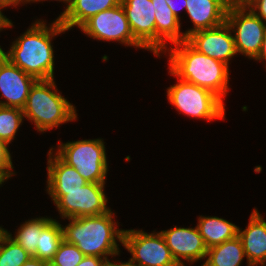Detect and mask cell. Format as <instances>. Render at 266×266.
Returning a JSON list of instances; mask_svg holds the SVG:
<instances>
[{"label": "cell", "instance_id": "6da1fadb", "mask_svg": "<svg viewBox=\"0 0 266 266\" xmlns=\"http://www.w3.org/2000/svg\"><path fill=\"white\" fill-rule=\"evenodd\" d=\"M49 26L43 20L35 21L12 42L8 52H4L0 46V51L6 58L37 80L54 79L52 38L67 31L58 19Z\"/></svg>", "mask_w": 266, "mask_h": 266}, {"label": "cell", "instance_id": "7a4b0ae2", "mask_svg": "<svg viewBox=\"0 0 266 266\" xmlns=\"http://www.w3.org/2000/svg\"><path fill=\"white\" fill-rule=\"evenodd\" d=\"M167 49L169 73L217 95L222 101L228 93L229 66L198 52L186 40Z\"/></svg>", "mask_w": 266, "mask_h": 266}, {"label": "cell", "instance_id": "3957f363", "mask_svg": "<svg viewBox=\"0 0 266 266\" xmlns=\"http://www.w3.org/2000/svg\"><path fill=\"white\" fill-rule=\"evenodd\" d=\"M112 210L97 216L66 218L67 226H62L63 239L76 247L85 256H97L108 260L119 255V241L122 244L124 229H118Z\"/></svg>", "mask_w": 266, "mask_h": 266}, {"label": "cell", "instance_id": "277c9868", "mask_svg": "<svg viewBox=\"0 0 266 266\" xmlns=\"http://www.w3.org/2000/svg\"><path fill=\"white\" fill-rule=\"evenodd\" d=\"M76 107L67 101L56 87L54 79L37 80L31 87L25 106L24 118L34 122L39 132L77 119Z\"/></svg>", "mask_w": 266, "mask_h": 266}, {"label": "cell", "instance_id": "5b68a950", "mask_svg": "<svg viewBox=\"0 0 266 266\" xmlns=\"http://www.w3.org/2000/svg\"><path fill=\"white\" fill-rule=\"evenodd\" d=\"M55 153L74 167L88 183H106L108 164L102 139L59 143Z\"/></svg>", "mask_w": 266, "mask_h": 266}, {"label": "cell", "instance_id": "8992f818", "mask_svg": "<svg viewBox=\"0 0 266 266\" xmlns=\"http://www.w3.org/2000/svg\"><path fill=\"white\" fill-rule=\"evenodd\" d=\"M177 79L175 85L167 88V97L179 114L207 121L225 118V106L217 95L194 83Z\"/></svg>", "mask_w": 266, "mask_h": 266}, {"label": "cell", "instance_id": "52a82bcc", "mask_svg": "<svg viewBox=\"0 0 266 266\" xmlns=\"http://www.w3.org/2000/svg\"><path fill=\"white\" fill-rule=\"evenodd\" d=\"M106 183H86L74 191H47L61 218L97 216L111 209L104 192Z\"/></svg>", "mask_w": 266, "mask_h": 266}, {"label": "cell", "instance_id": "ba28073f", "mask_svg": "<svg viewBox=\"0 0 266 266\" xmlns=\"http://www.w3.org/2000/svg\"><path fill=\"white\" fill-rule=\"evenodd\" d=\"M122 245L132 255L128 260L132 266H180L160 232L124 230Z\"/></svg>", "mask_w": 266, "mask_h": 266}, {"label": "cell", "instance_id": "9c48e42d", "mask_svg": "<svg viewBox=\"0 0 266 266\" xmlns=\"http://www.w3.org/2000/svg\"><path fill=\"white\" fill-rule=\"evenodd\" d=\"M226 22L234 32L237 55L241 53L252 60L255 59L265 37L266 23L247 6L228 7Z\"/></svg>", "mask_w": 266, "mask_h": 266}, {"label": "cell", "instance_id": "30bf717a", "mask_svg": "<svg viewBox=\"0 0 266 266\" xmlns=\"http://www.w3.org/2000/svg\"><path fill=\"white\" fill-rule=\"evenodd\" d=\"M79 29L94 40L118 41L126 46H134L135 48L143 49L134 39L121 4L90 17Z\"/></svg>", "mask_w": 266, "mask_h": 266}, {"label": "cell", "instance_id": "8fae6325", "mask_svg": "<svg viewBox=\"0 0 266 266\" xmlns=\"http://www.w3.org/2000/svg\"><path fill=\"white\" fill-rule=\"evenodd\" d=\"M186 41L198 52L229 66L230 59L237 54L234 37L227 22L190 34Z\"/></svg>", "mask_w": 266, "mask_h": 266}, {"label": "cell", "instance_id": "7c38bea8", "mask_svg": "<svg viewBox=\"0 0 266 266\" xmlns=\"http://www.w3.org/2000/svg\"><path fill=\"white\" fill-rule=\"evenodd\" d=\"M134 39L156 55L155 7L151 0H121Z\"/></svg>", "mask_w": 266, "mask_h": 266}, {"label": "cell", "instance_id": "4fadbf2b", "mask_svg": "<svg viewBox=\"0 0 266 266\" xmlns=\"http://www.w3.org/2000/svg\"><path fill=\"white\" fill-rule=\"evenodd\" d=\"M37 79L15 66L0 51V106L23 108ZM2 93V94H1Z\"/></svg>", "mask_w": 266, "mask_h": 266}, {"label": "cell", "instance_id": "5bb4252c", "mask_svg": "<svg viewBox=\"0 0 266 266\" xmlns=\"http://www.w3.org/2000/svg\"><path fill=\"white\" fill-rule=\"evenodd\" d=\"M160 233L178 265L185 266L183 260L192 264L206 258L208 248L197 226L195 228L176 226Z\"/></svg>", "mask_w": 266, "mask_h": 266}, {"label": "cell", "instance_id": "9a60e30c", "mask_svg": "<svg viewBox=\"0 0 266 266\" xmlns=\"http://www.w3.org/2000/svg\"><path fill=\"white\" fill-rule=\"evenodd\" d=\"M238 237L242 242L248 266L258 264L264 266L266 263V221L257 209H253L246 229L242 231L238 228Z\"/></svg>", "mask_w": 266, "mask_h": 266}, {"label": "cell", "instance_id": "2e32d148", "mask_svg": "<svg viewBox=\"0 0 266 266\" xmlns=\"http://www.w3.org/2000/svg\"><path fill=\"white\" fill-rule=\"evenodd\" d=\"M228 6L223 0H186V12L193 28L185 31V37L209 28L217 27L226 21Z\"/></svg>", "mask_w": 266, "mask_h": 266}, {"label": "cell", "instance_id": "e0dca14e", "mask_svg": "<svg viewBox=\"0 0 266 266\" xmlns=\"http://www.w3.org/2000/svg\"><path fill=\"white\" fill-rule=\"evenodd\" d=\"M155 7L156 56L167 50V42L172 44L185 41V34L180 31V20L174 15L165 0H151Z\"/></svg>", "mask_w": 266, "mask_h": 266}, {"label": "cell", "instance_id": "ac0fdd59", "mask_svg": "<svg viewBox=\"0 0 266 266\" xmlns=\"http://www.w3.org/2000/svg\"><path fill=\"white\" fill-rule=\"evenodd\" d=\"M53 150L50 148L48 152L46 191H74L88 183L74 167L53 154Z\"/></svg>", "mask_w": 266, "mask_h": 266}, {"label": "cell", "instance_id": "d6986e66", "mask_svg": "<svg viewBox=\"0 0 266 266\" xmlns=\"http://www.w3.org/2000/svg\"><path fill=\"white\" fill-rule=\"evenodd\" d=\"M120 4L121 0H72L68 10L58 20L66 30L74 26L79 28L90 17Z\"/></svg>", "mask_w": 266, "mask_h": 266}, {"label": "cell", "instance_id": "ffe728a7", "mask_svg": "<svg viewBox=\"0 0 266 266\" xmlns=\"http://www.w3.org/2000/svg\"><path fill=\"white\" fill-rule=\"evenodd\" d=\"M198 220V230L208 249L238 235L239 227L223 218L201 215Z\"/></svg>", "mask_w": 266, "mask_h": 266}, {"label": "cell", "instance_id": "44dd1931", "mask_svg": "<svg viewBox=\"0 0 266 266\" xmlns=\"http://www.w3.org/2000/svg\"><path fill=\"white\" fill-rule=\"evenodd\" d=\"M245 252L238 235L207 250L206 261L201 266H240Z\"/></svg>", "mask_w": 266, "mask_h": 266}, {"label": "cell", "instance_id": "7402d4cb", "mask_svg": "<svg viewBox=\"0 0 266 266\" xmlns=\"http://www.w3.org/2000/svg\"><path fill=\"white\" fill-rule=\"evenodd\" d=\"M62 224L56 219H51L41 230L39 235V244L36 247V257L40 260L50 262L59 245L63 241Z\"/></svg>", "mask_w": 266, "mask_h": 266}, {"label": "cell", "instance_id": "603a6c76", "mask_svg": "<svg viewBox=\"0 0 266 266\" xmlns=\"http://www.w3.org/2000/svg\"><path fill=\"white\" fill-rule=\"evenodd\" d=\"M52 218L39 217L25 221L12 237V234L7 230L4 231L17 242L21 247H23L32 257L36 254V247L39 244V235L42 228L51 220Z\"/></svg>", "mask_w": 266, "mask_h": 266}, {"label": "cell", "instance_id": "cb8c5ba5", "mask_svg": "<svg viewBox=\"0 0 266 266\" xmlns=\"http://www.w3.org/2000/svg\"><path fill=\"white\" fill-rule=\"evenodd\" d=\"M31 255L3 231L0 234V266H21Z\"/></svg>", "mask_w": 266, "mask_h": 266}, {"label": "cell", "instance_id": "d4e9b609", "mask_svg": "<svg viewBox=\"0 0 266 266\" xmlns=\"http://www.w3.org/2000/svg\"><path fill=\"white\" fill-rule=\"evenodd\" d=\"M23 119L21 108L0 106V139L10 144Z\"/></svg>", "mask_w": 266, "mask_h": 266}, {"label": "cell", "instance_id": "484cf974", "mask_svg": "<svg viewBox=\"0 0 266 266\" xmlns=\"http://www.w3.org/2000/svg\"><path fill=\"white\" fill-rule=\"evenodd\" d=\"M84 257L85 255L75 244L68 243L63 239L49 263L51 266H77Z\"/></svg>", "mask_w": 266, "mask_h": 266}, {"label": "cell", "instance_id": "4316f807", "mask_svg": "<svg viewBox=\"0 0 266 266\" xmlns=\"http://www.w3.org/2000/svg\"><path fill=\"white\" fill-rule=\"evenodd\" d=\"M8 146V143L0 139V173L7 179L15 175V172H12L14 167Z\"/></svg>", "mask_w": 266, "mask_h": 266}, {"label": "cell", "instance_id": "83f0119b", "mask_svg": "<svg viewBox=\"0 0 266 266\" xmlns=\"http://www.w3.org/2000/svg\"><path fill=\"white\" fill-rule=\"evenodd\" d=\"M247 7L266 23V0H252Z\"/></svg>", "mask_w": 266, "mask_h": 266}, {"label": "cell", "instance_id": "f1b7e54d", "mask_svg": "<svg viewBox=\"0 0 266 266\" xmlns=\"http://www.w3.org/2000/svg\"><path fill=\"white\" fill-rule=\"evenodd\" d=\"M105 259L97 256H85L77 266H102Z\"/></svg>", "mask_w": 266, "mask_h": 266}, {"label": "cell", "instance_id": "f546056e", "mask_svg": "<svg viewBox=\"0 0 266 266\" xmlns=\"http://www.w3.org/2000/svg\"><path fill=\"white\" fill-rule=\"evenodd\" d=\"M167 2V5L169 6V8L172 10V12L174 13V15L180 20V15L179 14V9H182L183 7L186 10V0H165ZM179 1H181V6H179ZM178 4H177V3ZM179 6V7H178Z\"/></svg>", "mask_w": 266, "mask_h": 266}, {"label": "cell", "instance_id": "4dcf8cb0", "mask_svg": "<svg viewBox=\"0 0 266 266\" xmlns=\"http://www.w3.org/2000/svg\"><path fill=\"white\" fill-rule=\"evenodd\" d=\"M21 266H50V263L31 256V258Z\"/></svg>", "mask_w": 266, "mask_h": 266}, {"label": "cell", "instance_id": "1f68e13d", "mask_svg": "<svg viewBox=\"0 0 266 266\" xmlns=\"http://www.w3.org/2000/svg\"><path fill=\"white\" fill-rule=\"evenodd\" d=\"M21 3H29V0H0V6L3 8H6L7 6L16 7Z\"/></svg>", "mask_w": 266, "mask_h": 266}, {"label": "cell", "instance_id": "d6a6232c", "mask_svg": "<svg viewBox=\"0 0 266 266\" xmlns=\"http://www.w3.org/2000/svg\"><path fill=\"white\" fill-rule=\"evenodd\" d=\"M2 6H0V31L4 28H9L13 26V23L11 20H9L6 16L3 15Z\"/></svg>", "mask_w": 266, "mask_h": 266}, {"label": "cell", "instance_id": "836d02e7", "mask_svg": "<svg viewBox=\"0 0 266 266\" xmlns=\"http://www.w3.org/2000/svg\"><path fill=\"white\" fill-rule=\"evenodd\" d=\"M228 7L247 6L252 0H223Z\"/></svg>", "mask_w": 266, "mask_h": 266}, {"label": "cell", "instance_id": "e575fe53", "mask_svg": "<svg viewBox=\"0 0 266 266\" xmlns=\"http://www.w3.org/2000/svg\"><path fill=\"white\" fill-rule=\"evenodd\" d=\"M256 61H266V33H265V37L263 39L262 45H261V49L260 52L258 54V56L255 58Z\"/></svg>", "mask_w": 266, "mask_h": 266}, {"label": "cell", "instance_id": "d590c367", "mask_svg": "<svg viewBox=\"0 0 266 266\" xmlns=\"http://www.w3.org/2000/svg\"><path fill=\"white\" fill-rule=\"evenodd\" d=\"M110 259L108 260H105V262L102 264V266H132L129 262H120L117 260V262L113 261H109Z\"/></svg>", "mask_w": 266, "mask_h": 266}, {"label": "cell", "instance_id": "8d00e7d4", "mask_svg": "<svg viewBox=\"0 0 266 266\" xmlns=\"http://www.w3.org/2000/svg\"><path fill=\"white\" fill-rule=\"evenodd\" d=\"M38 1L40 2V1H45V0H29V3L30 2H38ZM56 1H62L63 3L67 4V6L64 9V11L57 17V19H59L68 10L72 0H56Z\"/></svg>", "mask_w": 266, "mask_h": 266}, {"label": "cell", "instance_id": "74e56055", "mask_svg": "<svg viewBox=\"0 0 266 266\" xmlns=\"http://www.w3.org/2000/svg\"><path fill=\"white\" fill-rule=\"evenodd\" d=\"M8 180L3 174L0 173V185L2 186V184Z\"/></svg>", "mask_w": 266, "mask_h": 266}, {"label": "cell", "instance_id": "f35d334b", "mask_svg": "<svg viewBox=\"0 0 266 266\" xmlns=\"http://www.w3.org/2000/svg\"><path fill=\"white\" fill-rule=\"evenodd\" d=\"M4 231V228L0 226V234Z\"/></svg>", "mask_w": 266, "mask_h": 266}]
</instances>
